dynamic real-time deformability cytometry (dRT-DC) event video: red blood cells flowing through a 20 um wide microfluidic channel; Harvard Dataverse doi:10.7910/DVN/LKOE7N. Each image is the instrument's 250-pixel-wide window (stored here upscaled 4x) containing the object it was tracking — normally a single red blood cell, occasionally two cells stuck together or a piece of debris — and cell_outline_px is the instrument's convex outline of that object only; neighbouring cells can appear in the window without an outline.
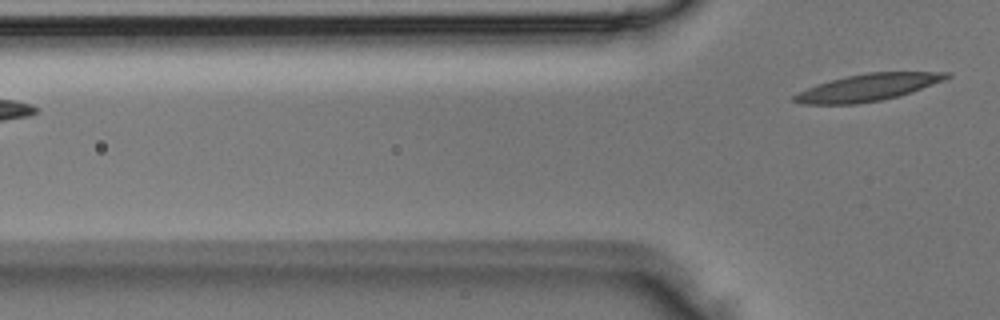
{"species": "Egyptian fruit bat (a non-hibernating species)", "species_latin": "Rousettus aegyptiacus", "temperature_condition": "room temperature", "stored_images_in_passage": 2, "camera_frame_rate_fps": 3000, "um_per_image_px": 0.085, "animal": {"sex": "male"}, "frame": {"image": 1, "passage_image": 2, "time_ms": 0.333, "image_size_px": [1000, 320], "cell_outline_px": [[952, 76], [944, 80], [912, 92], [900, 96], [880, 100], [856, 104], [800, 104], [792, 100], [792, 96], [808, 88], [832, 80], [848, 76], [868, 72], [948, 72]], "centroid_in_image_um": [73.8, 7.44], "position_along_channel_um": 52.0, "area_um2": 23.7}}